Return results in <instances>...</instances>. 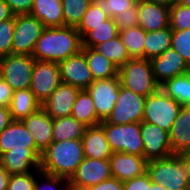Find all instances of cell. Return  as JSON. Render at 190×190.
Wrapping results in <instances>:
<instances>
[{
	"label": "cell",
	"mask_w": 190,
	"mask_h": 190,
	"mask_svg": "<svg viewBox=\"0 0 190 190\" xmlns=\"http://www.w3.org/2000/svg\"><path fill=\"white\" fill-rule=\"evenodd\" d=\"M82 49V38L76 27H45L32 56L39 61L59 63Z\"/></svg>",
	"instance_id": "1"
},
{
	"label": "cell",
	"mask_w": 190,
	"mask_h": 190,
	"mask_svg": "<svg viewBox=\"0 0 190 190\" xmlns=\"http://www.w3.org/2000/svg\"><path fill=\"white\" fill-rule=\"evenodd\" d=\"M84 158L81 139L53 141L41 154L40 170L70 180Z\"/></svg>",
	"instance_id": "2"
},
{
	"label": "cell",
	"mask_w": 190,
	"mask_h": 190,
	"mask_svg": "<svg viewBox=\"0 0 190 190\" xmlns=\"http://www.w3.org/2000/svg\"><path fill=\"white\" fill-rule=\"evenodd\" d=\"M146 173L152 183L162 185L166 190H190L187 166L180 155L148 161Z\"/></svg>",
	"instance_id": "3"
},
{
	"label": "cell",
	"mask_w": 190,
	"mask_h": 190,
	"mask_svg": "<svg viewBox=\"0 0 190 190\" xmlns=\"http://www.w3.org/2000/svg\"><path fill=\"white\" fill-rule=\"evenodd\" d=\"M118 77L122 87L143 97H148L160 88L154 78L150 60L145 58H131L118 68Z\"/></svg>",
	"instance_id": "4"
},
{
	"label": "cell",
	"mask_w": 190,
	"mask_h": 190,
	"mask_svg": "<svg viewBox=\"0 0 190 190\" xmlns=\"http://www.w3.org/2000/svg\"><path fill=\"white\" fill-rule=\"evenodd\" d=\"M103 127L111 151L135 154L144 157V143L141 137V123L110 124L106 120Z\"/></svg>",
	"instance_id": "5"
},
{
	"label": "cell",
	"mask_w": 190,
	"mask_h": 190,
	"mask_svg": "<svg viewBox=\"0 0 190 190\" xmlns=\"http://www.w3.org/2000/svg\"><path fill=\"white\" fill-rule=\"evenodd\" d=\"M181 108L178 102L159 88L146 98L143 121L155 124L169 132Z\"/></svg>",
	"instance_id": "6"
},
{
	"label": "cell",
	"mask_w": 190,
	"mask_h": 190,
	"mask_svg": "<svg viewBox=\"0 0 190 190\" xmlns=\"http://www.w3.org/2000/svg\"><path fill=\"white\" fill-rule=\"evenodd\" d=\"M44 28L43 23L30 14L15 15L12 54L32 56Z\"/></svg>",
	"instance_id": "7"
},
{
	"label": "cell",
	"mask_w": 190,
	"mask_h": 190,
	"mask_svg": "<svg viewBox=\"0 0 190 190\" xmlns=\"http://www.w3.org/2000/svg\"><path fill=\"white\" fill-rule=\"evenodd\" d=\"M146 98L120 85L118 99L106 121L117 125L133 122L141 123L143 121Z\"/></svg>",
	"instance_id": "8"
},
{
	"label": "cell",
	"mask_w": 190,
	"mask_h": 190,
	"mask_svg": "<svg viewBox=\"0 0 190 190\" xmlns=\"http://www.w3.org/2000/svg\"><path fill=\"white\" fill-rule=\"evenodd\" d=\"M35 60L31 55L10 54L2 57V79L13 91L30 88Z\"/></svg>",
	"instance_id": "9"
},
{
	"label": "cell",
	"mask_w": 190,
	"mask_h": 190,
	"mask_svg": "<svg viewBox=\"0 0 190 190\" xmlns=\"http://www.w3.org/2000/svg\"><path fill=\"white\" fill-rule=\"evenodd\" d=\"M62 83L57 62L35 60L30 90L42 104Z\"/></svg>",
	"instance_id": "10"
},
{
	"label": "cell",
	"mask_w": 190,
	"mask_h": 190,
	"mask_svg": "<svg viewBox=\"0 0 190 190\" xmlns=\"http://www.w3.org/2000/svg\"><path fill=\"white\" fill-rule=\"evenodd\" d=\"M112 177L109 160L84 158L69 180V189L87 190Z\"/></svg>",
	"instance_id": "11"
},
{
	"label": "cell",
	"mask_w": 190,
	"mask_h": 190,
	"mask_svg": "<svg viewBox=\"0 0 190 190\" xmlns=\"http://www.w3.org/2000/svg\"><path fill=\"white\" fill-rule=\"evenodd\" d=\"M120 87L119 77L95 80L86 89L91 95L98 115V125L111 114L118 99Z\"/></svg>",
	"instance_id": "12"
},
{
	"label": "cell",
	"mask_w": 190,
	"mask_h": 190,
	"mask_svg": "<svg viewBox=\"0 0 190 190\" xmlns=\"http://www.w3.org/2000/svg\"><path fill=\"white\" fill-rule=\"evenodd\" d=\"M141 137L144 143V158L147 161L172 155L169 132L159 126L142 121Z\"/></svg>",
	"instance_id": "13"
},
{
	"label": "cell",
	"mask_w": 190,
	"mask_h": 190,
	"mask_svg": "<svg viewBox=\"0 0 190 190\" xmlns=\"http://www.w3.org/2000/svg\"><path fill=\"white\" fill-rule=\"evenodd\" d=\"M61 80L80 90H86L94 81L82 51L59 63Z\"/></svg>",
	"instance_id": "14"
},
{
	"label": "cell",
	"mask_w": 190,
	"mask_h": 190,
	"mask_svg": "<svg viewBox=\"0 0 190 190\" xmlns=\"http://www.w3.org/2000/svg\"><path fill=\"white\" fill-rule=\"evenodd\" d=\"M9 150H31L39 159L42 154L36 148L34 138L19 120H13L0 135V156Z\"/></svg>",
	"instance_id": "15"
},
{
	"label": "cell",
	"mask_w": 190,
	"mask_h": 190,
	"mask_svg": "<svg viewBox=\"0 0 190 190\" xmlns=\"http://www.w3.org/2000/svg\"><path fill=\"white\" fill-rule=\"evenodd\" d=\"M154 78L159 86L166 81L190 71V66L171 47L156 58L150 60Z\"/></svg>",
	"instance_id": "16"
},
{
	"label": "cell",
	"mask_w": 190,
	"mask_h": 190,
	"mask_svg": "<svg viewBox=\"0 0 190 190\" xmlns=\"http://www.w3.org/2000/svg\"><path fill=\"white\" fill-rule=\"evenodd\" d=\"M79 91L80 89L62 82L41 107L52 119L71 116Z\"/></svg>",
	"instance_id": "17"
},
{
	"label": "cell",
	"mask_w": 190,
	"mask_h": 190,
	"mask_svg": "<svg viewBox=\"0 0 190 190\" xmlns=\"http://www.w3.org/2000/svg\"><path fill=\"white\" fill-rule=\"evenodd\" d=\"M108 160L112 177L122 182L144 175L147 172L148 161L135 154L114 152Z\"/></svg>",
	"instance_id": "18"
},
{
	"label": "cell",
	"mask_w": 190,
	"mask_h": 190,
	"mask_svg": "<svg viewBox=\"0 0 190 190\" xmlns=\"http://www.w3.org/2000/svg\"><path fill=\"white\" fill-rule=\"evenodd\" d=\"M21 121L34 138L36 148L43 153L53 142V119L41 107Z\"/></svg>",
	"instance_id": "19"
},
{
	"label": "cell",
	"mask_w": 190,
	"mask_h": 190,
	"mask_svg": "<svg viewBox=\"0 0 190 190\" xmlns=\"http://www.w3.org/2000/svg\"><path fill=\"white\" fill-rule=\"evenodd\" d=\"M170 7L142 1L138 3V26L146 32L169 27Z\"/></svg>",
	"instance_id": "20"
},
{
	"label": "cell",
	"mask_w": 190,
	"mask_h": 190,
	"mask_svg": "<svg viewBox=\"0 0 190 190\" xmlns=\"http://www.w3.org/2000/svg\"><path fill=\"white\" fill-rule=\"evenodd\" d=\"M81 140L86 158L108 160L113 153L100 124L86 127Z\"/></svg>",
	"instance_id": "21"
},
{
	"label": "cell",
	"mask_w": 190,
	"mask_h": 190,
	"mask_svg": "<svg viewBox=\"0 0 190 190\" xmlns=\"http://www.w3.org/2000/svg\"><path fill=\"white\" fill-rule=\"evenodd\" d=\"M0 165L10 174L40 169V159L31 150H9L0 156Z\"/></svg>",
	"instance_id": "22"
},
{
	"label": "cell",
	"mask_w": 190,
	"mask_h": 190,
	"mask_svg": "<svg viewBox=\"0 0 190 190\" xmlns=\"http://www.w3.org/2000/svg\"><path fill=\"white\" fill-rule=\"evenodd\" d=\"M172 153L180 155L190 148V107L182 106L169 131Z\"/></svg>",
	"instance_id": "23"
},
{
	"label": "cell",
	"mask_w": 190,
	"mask_h": 190,
	"mask_svg": "<svg viewBox=\"0 0 190 190\" xmlns=\"http://www.w3.org/2000/svg\"><path fill=\"white\" fill-rule=\"evenodd\" d=\"M30 15L41 21L44 27L64 26L61 0H33Z\"/></svg>",
	"instance_id": "24"
},
{
	"label": "cell",
	"mask_w": 190,
	"mask_h": 190,
	"mask_svg": "<svg viewBox=\"0 0 190 190\" xmlns=\"http://www.w3.org/2000/svg\"><path fill=\"white\" fill-rule=\"evenodd\" d=\"M41 108V103L36 99L33 92L28 89L13 92L9 111L13 120H23Z\"/></svg>",
	"instance_id": "25"
},
{
	"label": "cell",
	"mask_w": 190,
	"mask_h": 190,
	"mask_svg": "<svg viewBox=\"0 0 190 190\" xmlns=\"http://www.w3.org/2000/svg\"><path fill=\"white\" fill-rule=\"evenodd\" d=\"M92 77L95 80L109 79L118 76V67L92 47L82 46Z\"/></svg>",
	"instance_id": "26"
},
{
	"label": "cell",
	"mask_w": 190,
	"mask_h": 190,
	"mask_svg": "<svg viewBox=\"0 0 190 190\" xmlns=\"http://www.w3.org/2000/svg\"><path fill=\"white\" fill-rule=\"evenodd\" d=\"M172 29L166 27L161 30L146 32L144 42V58L151 60L158 57L171 47Z\"/></svg>",
	"instance_id": "27"
},
{
	"label": "cell",
	"mask_w": 190,
	"mask_h": 190,
	"mask_svg": "<svg viewBox=\"0 0 190 190\" xmlns=\"http://www.w3.org/2000/svg\"><path fill=\"white\" fill-rule=\"evenodd\" d=\"M86 127V125L77 121L72 116L53 119V141L81 139Z\"/></svg>",
	"instance_id": "28"
},
{
	"label": "cell",
	"mask_w": 190,
	"mask_h": 190,
	"mask_svg": "<svg viewBox=\"0 0 190 190\" xmlns=\"http://www.w3.org/2000/svg\"><path fill=\"white\" fill-rule=\"evenodd\" d=\"M71 116L87 127L98 125V115L91 95L80 90L74 102Z\"/></svg>",
	"instance_id": "29"
},
{
	"label": "cell",
	"mask_w": 190,
	"mask_h": 190,
	"mask_svg": "<svg viewBox=\"0 0 190 190\" xmlns=\"http://www.w3.org/2000/svg\"><path fill=\"white\" fill-rule=\"evenodd\" d=\"M160 89L181 106L190 107V71L166 81Z\"/></svg>",
	"instance_id": "30"
},
{
	"label": "cell",
	"mask_w": 190,
	"mask_h": 190,
	"mask_svg": "<svg viewBox=\"0 0 190 190\" xmlns=\"http://www.w3.org/2000/svg\"><path fill=\"white\" fill-rule=\"evenodd\" d=\"M93 49L111 60L118 68L131 59L119 35L95 45Z\"/></svg>",
	"instance_id": "31"
},
{
	"label": "cell",
	"mask_w": 190,
	"mask_h": 190,
	"mask_svg": "<svg viewBox=\"0 0 190 190\" xmlns=\"http://www.w3.org/2000/svg\"><path fill=\"white\" fill-rule=\"evenodd\" d=\"M119 35V31L113 18L103 21L100 25L93 27L83 38L82 46L94 47Z\"/></svg>",
	"instance_id": "32"
},
{
	"label": "cell",
	"mask_w": 190,
	"mask_h": 190,
	"mask_svg": "<svg viewBox=\"0 0 190 190\" xmlns=\"http://www.w3.org/2000/svg\"><path fill=\"white\" fill-rule=\"evenodd\" d=\"M145 35L146 31L139 26L129 27L119 33L131 58H144Z\"/></svg>",
	"instance_id": "33"
},
{
	"label": "cell",
	"mask_w": 190,
	"mask_h": 190,
	"mask_svg": "<svg viewBox=\"0 0 190 190\" xmlns=\"http://www.w3.org/2000/svg\"><path fill=\"white\" fill-rule=\"evenodd\" d=\"M64 26L77 27L87 11L90 0H61Z\"/></svg>",
	"instance_id": "34"
},
{
	"label": "cell",
	"mask_w": 190,
	"mask_h": 190,
	"mask_svg": "<svg viewBox=\"0 0 190 190\" xmlns=\"http://www.w3.org/2000/svg\"><path fill=\"white\" fill-rule=\"evenodd\" d=\"M109 18L96 2H92L76 29L79 31L81 38H83L93 27L100 25Z\"/></svg>",
	"instance_id": "35"
},
{
	"label": "cell",
	"mask_w": 190,
	"mask_h": 190,
	"mask_svg": "<svg viewBox=\"0 0 190 190\" xmlns=\"http://www.w3.org/2000/svg\"><path fill=\"white\" fill-rule=\"evenodd\" d=\"M169 26L172 30H186L190 28V7L174 3L170 7Z\"/></svg>",
	"instance_id": "36"
},
{
	"label": "cell",
	"mask_w": 190,
	"mask_h": 190,
	"mask_svg": "<svg viewBox=\"0 0 190 190\" xmlns=\"http://www.w3.org/2000/svg\"><path fill=\"white\" fill-rule=\"evenodd\" d=\"M171 48L179 53L190 66V28L186 30H172Z\"/></svg>",
	"instance_id": "37"
},
{
	"label": "cell",
	"mask_w": 190,
	"mask_h": 190,
	"mask_svg": "<svg viewBox=\"0 0 190 190\" xmlns=\"http://www.w3.org/2000/svg\"><path fill=\"white\" fill-rule=\"evenodd\" d=\"M38 176L43 179L44 184L43 182L40 183L38 179L36 178L34 190H68L69 189V180L65 178L48 174L41 170H39Z\"/></svg>",
	"instance_id": "38"
},
{
	"label": "cell",
	"mask_w": 190,
	"mask_h": 190,
	"mask_svg": "<svg viewBox=\"0 0 190 190\" xmlns=\"http://www.w3.org/2000/svg\"><path fill=\"white\" fill-rule=\"evenodd\" d=\"M14 18L0 22V58L12 54Z\"/></svg>",
	"instance_id": "39"
},
{
	"label": "cell",
	"mask_w": 190,
	"mask_h": 190,
	"mask_svg": "<svg viewBox=\"0 0 190 190\" xmlns=\"http://www.w3.org/2000/svg\"><path fill=\"white\" fill-rule=\"evenodd\" d=\"M39 170L40 169L34 172L10 175L7 190H34L36 175L39 173Z\"/></svg>",
	"instance_id": "40"
},
{
	"label": "cell",
	"mask_w": 190,
	"mask_h": 190,
	"mask_svg": "<svg viewBox=\"0 0 190 190\" xmlns=\"http://www.w3.org/2000/svg\"><path fill=\"white\" fill-rule=\"evenodd\" d=\"M102 11L110 18L126 12L135 4L133 0H99L96 2Z\"/></svg>",
	"instance_id": "41"
},
{
	"label": "cell",
	"mask_w": 190,
	"mask_h": 190,
	"mask_svg": "<svg viewBox=\"0 0 190 190\" xmlns=\"http://www.w3.org/2000/svg\"><path fill=\"white\" fill-rule=\"evenodd\" d=\"M119 33L129 27L138 26V3H135L126 12L116 15L114 18Z\"/></svg>",
	"instance_id": "42"
},
{
	"label": "cell",
	"mask_w": 190,
	"mask_h": 190,
	"mask_svg": "<svg viewBox=\"0 0 190 190\" xmlns=\"http://www.w3.org/2000/svg\"><path fill=\"white\" fill-rule=\"evenodd\" d=\"M152 181L147 173L123 182V190H148Z\"/></svg>",
	"instance_id": "43"
},
{
	"label": "cell",
	"mask_w": 190,
	"mask_h": 190,
	"mask_svg": "<svg viewBox=\"0 0 190 190\" xmlns=\"http://www.w3.org/2000/svg\"><path fill=\"white\" fill-rule=\"evenodd\" d=\"M15 15L30 14L33 0H5Z\"/></svg>",
	"instance_id": "44"
},
{
	"label": "cell",
	"mask_w": 190,
	"mask_h": 190,
	"mask_svg": "<svg viewBox=\"0 0 190 190\" xmlns=\"http://www.w3.org/2000/svg\"><path fill=\"white\" fill-rule=\"evenodd\" d=\"M87 190H123V182L115 177H110Z\"/></svg>",
	"instance_id": "45"
},
{
	"label": "cell",
	"mask_w": 190,
	"mask_h": 190,
	"mask_svg": "<svg viewBox=\"0 0 190 190\" xmlns=\"http://www.w3.org/2000/svg\"><path fill=\"white\" fill-rule=\"evenodd\" d=\"M13 89L10 85L4 80H0V106L9 108L12 96H13Z\"/></svg>",
	"instance_id": "46"
},
{
	"label": "cell",
	"mask_w": 190,
	"mask_h": 190,
	"mask_svg": "<svg viewBox=\"0 0 190 190\" xmlns=\"http://www.w3.org/2000/svg\"><path fill=\"white\" fill-rule=\"evenodd\" d=\"M12 121L13 119L9 108L0 106V135Z\"/></svg>",
	"instance_id": "47"
},
{
	"label": "cell",
	"mask_w": 190,
	"mask_h": 190,
	"mask_svg": "<svg viewBox=\"0 0 190 190\" xmlns=\"http://www.w3.org/2000/svg\"><path fill=\"white\" fill-rule=\"evenodd\" d=\"M15 14L12 12L5 0H0V22L14 18Z\"/></svg>",
	"instance_id": "48"
},
{
	"label": "cell",
	"mask_w": 190,
	"mask_h": 190,
	"mask_svg": "<svg viewBox=\"0 0 190 190\" xmlns=\"http://www.w3.org/2000/svg\"><path fill=\"white\" fill-rule=\"evenodd\" d=\"M10 174L0 165V190H7Z\"/></svg>",
	"instance_id": "49"
},
{
	"label": "cell",
	"mask_w": 190,
	"mask_h": 190,
	"mask_svg": "<svg viewBox=\"0 0 190 190\" xmlns=\"http://www.w3.org/2000/svg\"><path fill=\"white\" fill-rule=\"evenodd\" d=\"M144 1L171 7L177 0H144Z\"/></svg>",
	"instance_id": "50"
},
{
	"label": "cell",
	"mask_w": 190,
	"mask_h": 190,
	"mask_svg": "<svg viewBox=\"0 0 190 190\" xmlns=\"http://www.w3.org/2000/svg\"><path fill=\"white\" fill-rule=\"evenodd\" d=\"M184 159V162L187 166V173L189 175V179H190V156H181Z\"/></svg>",
	"instance_id": "51"
},
{
	"label": "cell",
	"mask_w": 190,
	"mask_h": 190,
	"mask_svg": "<svg viewBox=\"0 0 190 190\" xmlns=\"http://www.w3.org/2000/svg\"><path fill=\"white\" fill-rule=\"evenodd\" d=\"M148 190H166V189L162 185H157L155 183H152L150 189Z\"/></svg>",
	"instance_id": "52"
},
{
	"label": "cell",
	"mask_w": 190,
	"mask_h": 190,
	"mask_svg": "<svg viewBox=\"0 0 190 190\" xmlns=\"http://www.w3.org/2000/svg\"><path fill=\"white\" fill-rule=\"evenodd\" d=\"M176 3L190 7V0H177Z\"/></svg>",
	"instance_id": "53"
},
{
	"label": "cell",
	"mask_w": 190,
	"mask_h": 190,
	"mask_svg": "<svg viewBox=\"0 0 190 190\" xmlns=\"http://www.w3.org/2000/svg\"><path fill=\"white\" fill-rule=\"evenodd\" d=\"M180 156H190V148L187 150V152L180 154Z\"/></svg>",
	"instance_id": "54"
},
{
	"label": "cell",
	"mask_w": 190,
	"mask_h": 190,
	"mask_svg": "<svg viewBox=\"0 0 190 190\" xmlns=\"http://www.w3.org/2000/svg\"><path fill=\"white\" fill-rule=\"evenodd\" d=\"M2 79V68H1V58H0V80Z\"/></svg>",
	"instance_id": "55"
},
{
	"label": "cell",
	"mask_w": 190,
	"mask_h": 190,
	"mask_svg": "<svg viewBox=\"0 0 190 190\" xmlns=\"http://www.w3.org/2000/svg\"><path fill=\"white\" fill-rule=\"evenodd\" d=\"M135 3H141L144 0H133Z\"/></svg>",
	"instance_id": "56"
}]
</instances>
